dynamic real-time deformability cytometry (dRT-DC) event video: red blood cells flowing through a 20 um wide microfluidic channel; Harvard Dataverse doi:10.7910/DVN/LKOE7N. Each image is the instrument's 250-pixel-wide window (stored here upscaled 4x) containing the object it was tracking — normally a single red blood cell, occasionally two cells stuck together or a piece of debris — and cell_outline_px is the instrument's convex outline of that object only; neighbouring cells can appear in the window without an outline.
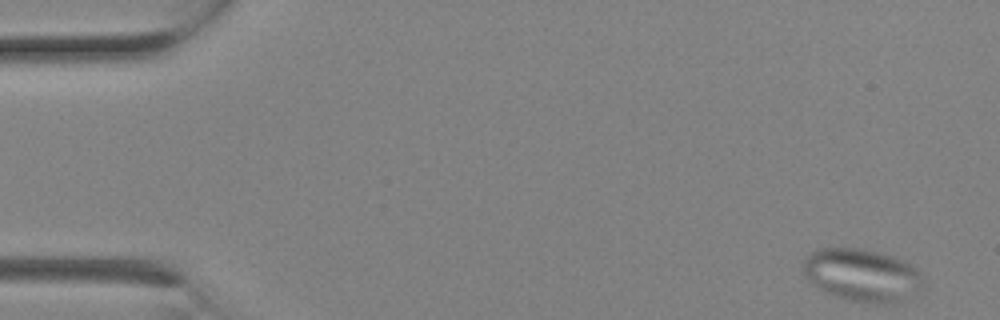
{"species": "Egyptian fruit bat (a non-hibernating species)", "species_latin": "Rousettus aegyptiacus", "temperature_condition": "room temperature", "stored_images_in_passage": 1, "camera_frame_rate_fps": 3000, "um_per_image_px": 0.085, "animal": {"sex": "female"}, "frame": {"image": 1, "passage_image": 1, "time_ms": 0.0, "image_size_px": [1000, 320], "cell_outline_px": [[928, 288], [920, 292], [892, 304], [876, 304], [848, 300], [836, 296], [820, 288], [808, 280], [804, 276], [804, 260], [816, 248], [860, 248], [892, 256], [916, 268], [924, 280]], "centroid_in_image_um": [73.33, 23.41], "position_along_channel_um": 11.7, "area_um2": 36.93}}